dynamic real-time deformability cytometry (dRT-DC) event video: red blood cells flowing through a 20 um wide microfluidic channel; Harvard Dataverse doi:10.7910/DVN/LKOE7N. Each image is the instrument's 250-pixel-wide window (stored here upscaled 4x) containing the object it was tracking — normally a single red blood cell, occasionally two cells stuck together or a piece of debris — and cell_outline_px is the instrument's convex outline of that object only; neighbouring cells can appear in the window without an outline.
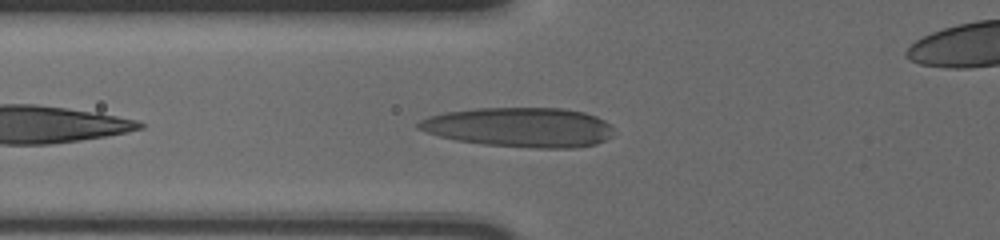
{"species": "human", "species_latin": "Homo sapiens", "temperature_condition": "cold", "stored_images_in_passage": 36, "camera_frame_rate_fps": 3000, "um_per_image_px": 0.085, "donor": {"sex": "male"}, "frame": {"image": 1, "passage_image": 4, "time_ms": 1.0, "image_size_px": [1000, 240], "cell_outline_px": [[612, 136], [596, 144], [576, 148], [532, 148], [480, 144], [456, 140], [440, 136], [416, 128], [416, 124], [420, 120], [428, 116], [448, 112], [480, 108], [560, 108], [584, 112], [596, 116], [612, 124]], "centroid_in_image_um": [44.2, 10.82], "position_along_channel_um": 81.6, "area_um2": 45.14}}
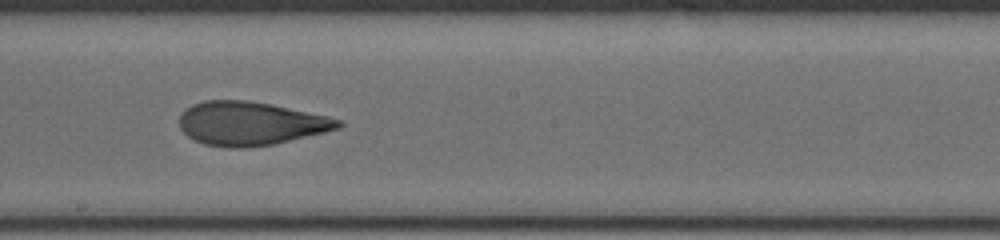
{"frame": {"image": 2, "passage_image": 16, "time_ms": 5.0, "image_size_px": [1000, 240], "cell_outline_px": [[344, 124], [340, 128], [324, 132], [272, 144], [248, 148], [228, 148], [204, 144], [188, 136], [180, 128], [180, 112], [192, 104], [204, 100], [248, 100], [272, 104], [328, 116], [340, 120]], "centroid_in_image_um": [21.27, 10.49], "position_along_channel_um": 226.9, "area_um2": 40.4}}
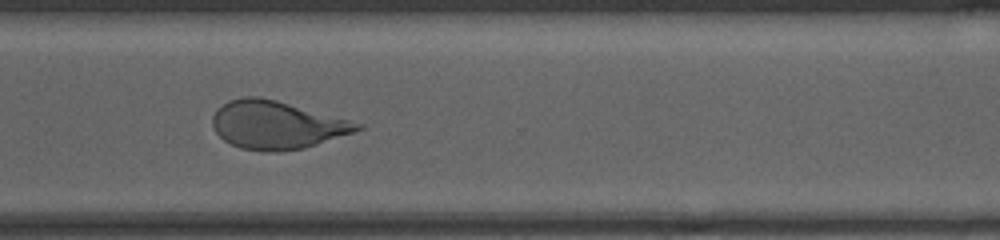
{"frame": {"image": 3, "passage_image": 26, "time_ms": 8.333, "image_size_px": [1000, 240], "cell_outline_px": [[364, 128], [304, 148], [276, 152], [264, 152], [240, 148], [224, 140], [216, 132], [212, 124], [212, 116], [216, 108], [228, 100], [244, 96], [260, 96], [276, 100], [364, 124]], "centroid_in_image_um": [23.46, 10.61], "position_along_channel_um": 347.1, "area_um2": 40.34}}